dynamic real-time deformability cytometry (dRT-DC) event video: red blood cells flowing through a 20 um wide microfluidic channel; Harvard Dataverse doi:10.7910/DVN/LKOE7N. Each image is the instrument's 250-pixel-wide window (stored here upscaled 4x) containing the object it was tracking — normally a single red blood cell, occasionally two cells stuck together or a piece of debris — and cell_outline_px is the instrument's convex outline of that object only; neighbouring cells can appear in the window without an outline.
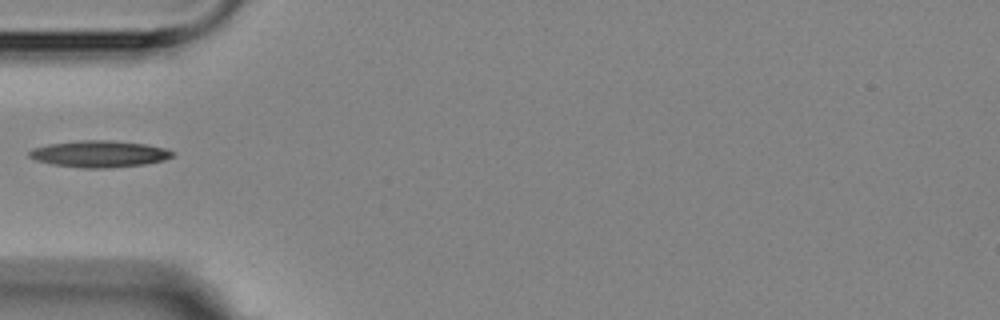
{"species": "Egyptian fruit bat (a non-hibernating species)", "species_latin": "Rousettus aegyptiacus", "temperature_condition": "room temperature", "stored_images_in_passage": 2, "camera_frame_rate_fps": 3000, "um_per_image_px": 0.085, "animal": {"sex": "female"}, "frame": {"image": 1, "passage_image": 1, "time_ms": 0.0, "image_size_px": [1000, 320], "cell_outline_px": [[176, 152], [172, 156], [164, 160], [144, 164], [104, 168], [84, 168], [52, 164], [36, 160], [28, 156], [28, 152], [32, 148], [48, 144], [80, 140], [112, 140], [144, 144], [164, 148]], "centroid_in_image_um": [8.42, 13.07], "position_along_channel_um": 76.6, "area_um2": 22.14}}
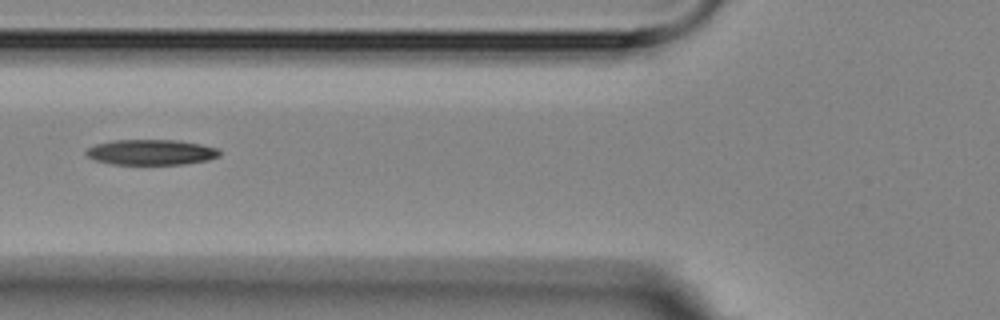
{"frame": {"image": 2, "passage_image": 2, "time_ms": 1.0, "image_size_px": [1000, 320], "cell_outline_px": [[220, 156], [208, 160], [184, 164], [112, 164], [96, 160], [88, 156], [84, 152], [88, 148], [96, 144], [112, 140], [180, 140], [220, 148]], "centroid_in_image_um": [12.88, 12.93], "position_along_channel_um": 112.9, "area_um2": 19.83}}